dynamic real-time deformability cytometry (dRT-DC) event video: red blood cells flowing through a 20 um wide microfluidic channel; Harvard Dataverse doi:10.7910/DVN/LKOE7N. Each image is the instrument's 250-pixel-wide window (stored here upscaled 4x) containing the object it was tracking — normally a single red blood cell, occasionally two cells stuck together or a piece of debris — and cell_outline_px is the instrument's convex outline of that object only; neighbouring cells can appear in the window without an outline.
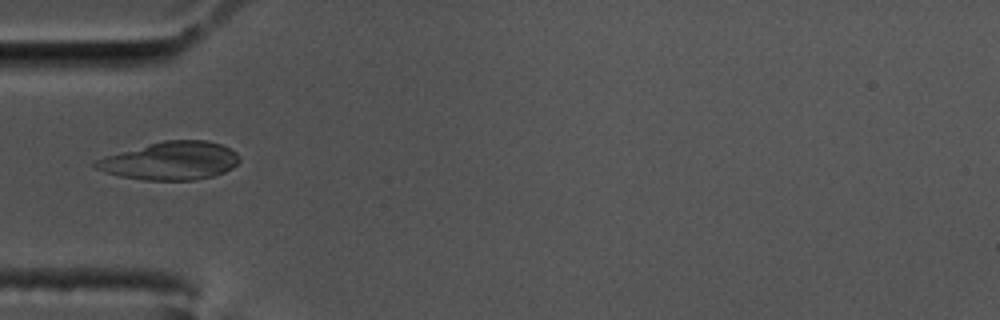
{"species": "common noctule bat (a hibernating species)", "species_latin": "Nyctalus noctula", "temperature_condition": "cold", "stored_images_in_passage": 40, "camera_frame_rate_fps": 3000, "um_per_image_px": 0.085, "animal": {"sex": "male", "body_mass_g": 17.5, "forearm_length_mm": 52.3}, "frame": {"image": 1, "passage_image": 1, "time_ms": 0.0, "image_size_px": [1000, 320], "cell_outline_px": [[240, 160], [232, 168], [224, 172], [212, 176], [196, 180], [144, 180], [120, 176], [104, 172], [96, 168], [92, 164], [96, 160], [104, 156], [148, 144], [164, 140], [208, 140], [220, 144], [236, 152], [240, 156]], "centroid_in_image_um": [14.49, 13.67], "position_along_channel_um": 70.5, "area_um2": 31.91}}
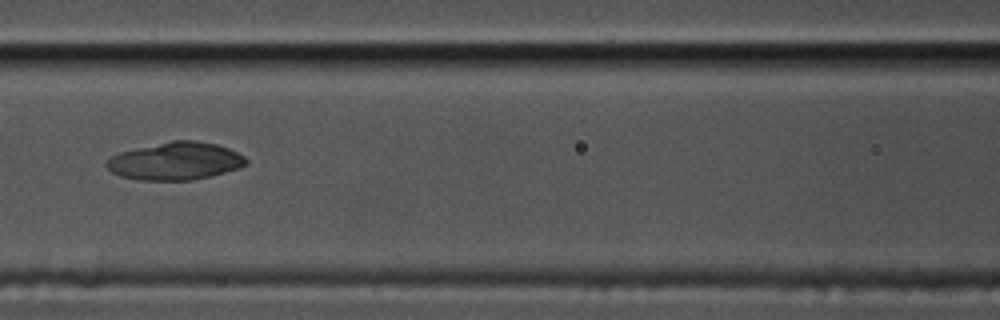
{"frame": {"image": 2, "passage_image": 8, "time_ms": 2.333, "image_size_px": [1000, 320], "cell_outline_px": [[248, 164], [240, 168], [212, 176], [192, 180], [140, 180], [120, 176], [112, 172], [104, 164], [112, 156], [120, 152], [172, 140], [192, 140], [216, 144], [228, 148], [244, 156], [248, 160]], "centroid_in_image_um": [14.94, 13.7], "position_along_channel_um": 151.7, "area_um2": 30.58}}
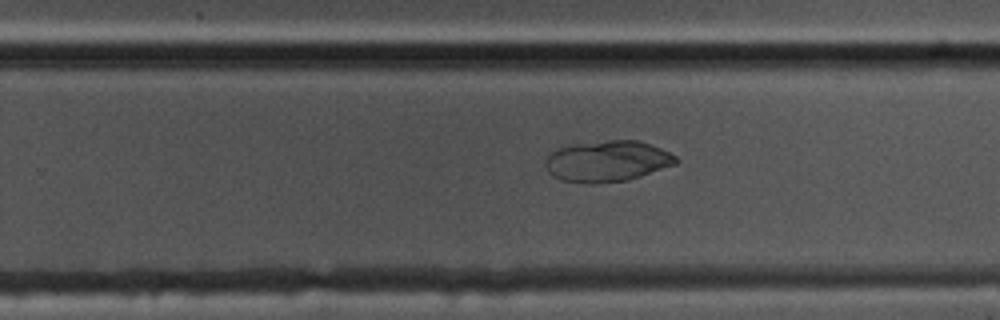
{"frame": {"image": 3, "passage_image": 19, "time_ms": 6.0, "image_size_px": [1000, 320], "cell_outline_px": [[680, 160], [676, 164], [628, 180], [596, 184], [560, 180], [552, 176], [548, 172], [544, 164], [544, 160], [556, 148], [572, 144], [608, 140], [636, 140], [660, 148], [676, 156]], "centroid_in_image_um": [51.58, 13.7], "position_along_channel_um": 278.2, "area_um2": 31.33}}